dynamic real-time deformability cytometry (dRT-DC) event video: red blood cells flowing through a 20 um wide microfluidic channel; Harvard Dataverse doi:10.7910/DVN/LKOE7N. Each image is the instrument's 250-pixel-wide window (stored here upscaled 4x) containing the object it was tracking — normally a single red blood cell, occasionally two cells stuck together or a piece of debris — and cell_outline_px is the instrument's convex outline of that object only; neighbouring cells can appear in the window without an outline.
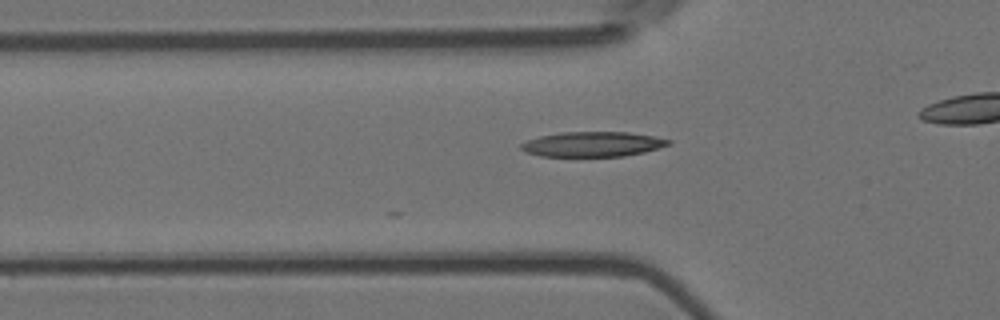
{"species": "Egyptian fruit bat (a non-hibernating species)", "species_latin": "Rousettus aegyptiacus", "temperature_condition": "room temperature", "stored_images_in_passage": 37, "camera_frame_rate_fps": 3000, "um_per_image_px": 0.085, "animal": {"sex": "female"}, "frame": {"image": 1, "passage_image": 19, "time_ms": 6.0, "image_size_px": [1000, 320], "cell_outline_px": [[672, 144], [644, 152], [624, 156], [540, 156], [528, 152], [520, 148], [520, 144], [528, 140], [540, 136], [560, 132], [628, 132], [652, 136], [672, 140]], "centroid_in_image_um": [50.4, 12.25], "position_along_channel_um": 75.4, "area_um2": 21.33}}
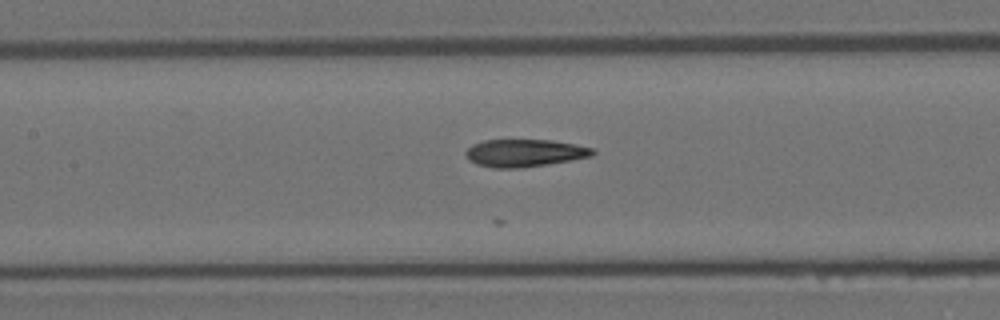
{"frame": {"image": 2, "passage_image": 26, "time_ms": 8.333, "image_size_px": [1000, 320], "cell_outline_px": [[596, 152], [592, 156], [572, 160], [548, 164], [520, 168], [496, 168], [476, 164], [468, 160], [464, 152], [472, 144], [484, 140], [552, 140], [576, 144], [596, 148]], "centroid_in_image_um": [44.61, 13.0], "position_along_channel_um": 162.8, "area_um2": 20.58}}
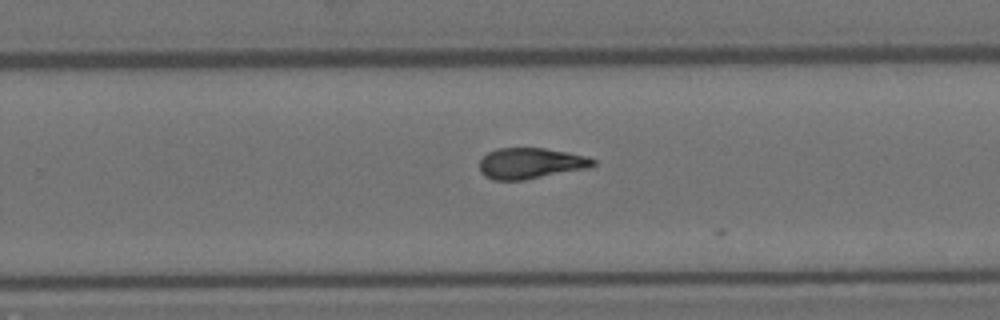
{"frame": {"image": 3, "passage_image": 36, "time_ms": 11.667, "image_size_px": [1000, 320], "cell_outline_px": [[596, 164], [588, 168], [524, 180], [492, 180], [484, 176], [480, 172], [480, 160], [488, 152], [496, 148], [544, 148], [588, 156], [596, 160]], "centroid_in_image_um": [45.1, 13.88], "position_along_channel_um": 284.7, "area_um2": 20.52}}